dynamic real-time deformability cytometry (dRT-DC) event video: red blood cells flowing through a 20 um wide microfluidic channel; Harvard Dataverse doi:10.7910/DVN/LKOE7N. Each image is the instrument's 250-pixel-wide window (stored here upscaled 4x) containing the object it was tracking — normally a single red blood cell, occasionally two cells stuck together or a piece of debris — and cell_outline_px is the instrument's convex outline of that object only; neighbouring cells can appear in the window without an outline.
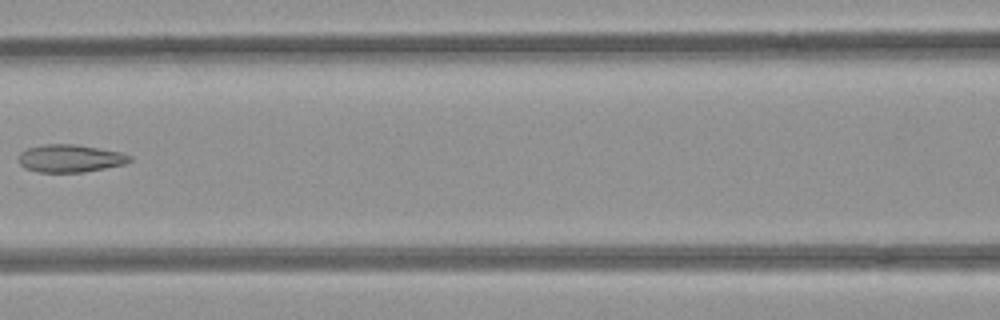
{"species": "common noctule bat (a hibernating species)", "species_latin": "Nyctalus noctula", "temperature_condition": "room temperature", "stored_images_in_passage": 7, "camera_frame_rate_fps": 3000, "um_per_image_px": 0.085, "animal": {"sex": "female", "body_mass_g": 21.9}, "frame": {"image": 1, "passage_image": 5, "time_ms": 1.333, "image_size_px": [1000, 320], "cell_outline_px": [[132, 160], [124, 164], [84, 172], [40, 172], [24, 168], [20, 164], [20, 152], [28, 148], [44, 144], [76, 144], [120, 152], [132, 156]], "centroid_in_image_um": [5.97, 13.46], "position_along_channel_um": 160.6, "area_um2": 17.8}}
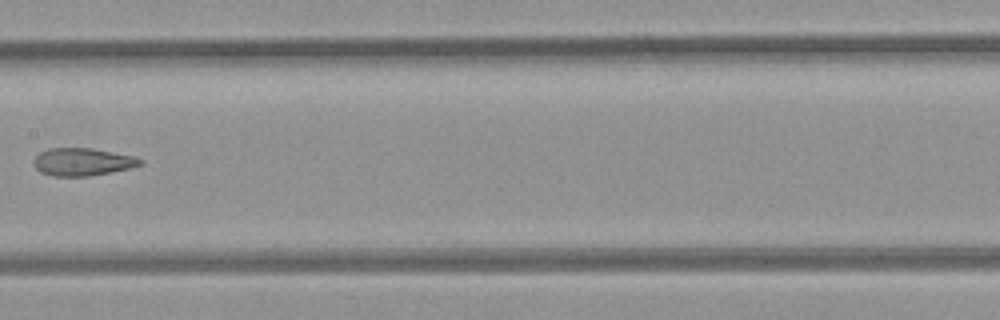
{"frame": {"image": 2, "passage_image": 6, "time_ms": 1.667, "image_size_px": [1000, 320], "cell_outline_px": [[144, 164], [132, 168], [88, 176], [52, 176], [40, 172], [32, 164], [32, 160], [40, 152], [48, 148], [92, 148], [136, 156], [144, 160]], "centroid_in_image_um": [7.03, 13.75], "position_along_channel_um": 200.4, "area_um2": 17.46}}
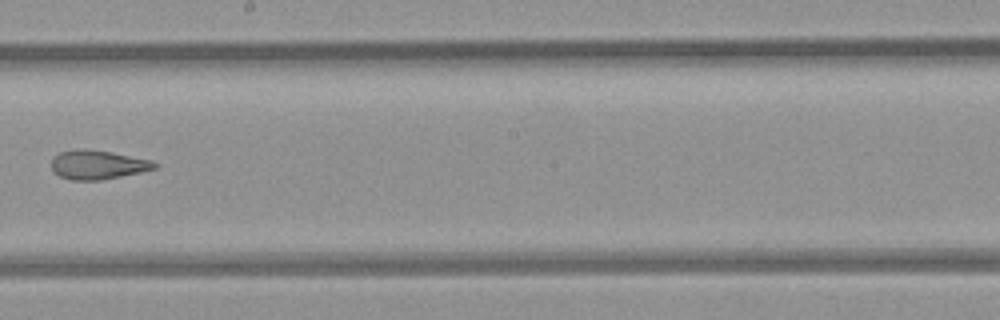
{"frame": {"image": 3, "passage_image": 7, "time_ms": 2.0, "image_size_px": [1000, 320], "cell_outline_px": [[160, 168], [100, 180], [72, 180], [60, 176], [52, 168], [52, 156], [60, 152], [80, 148], [112, 152], [152, 160], [160, 164]], "centroid_in_image_um": [8.35, 13.99], "position_along_channel_um": 239.8, "area_um2": 17.51}}